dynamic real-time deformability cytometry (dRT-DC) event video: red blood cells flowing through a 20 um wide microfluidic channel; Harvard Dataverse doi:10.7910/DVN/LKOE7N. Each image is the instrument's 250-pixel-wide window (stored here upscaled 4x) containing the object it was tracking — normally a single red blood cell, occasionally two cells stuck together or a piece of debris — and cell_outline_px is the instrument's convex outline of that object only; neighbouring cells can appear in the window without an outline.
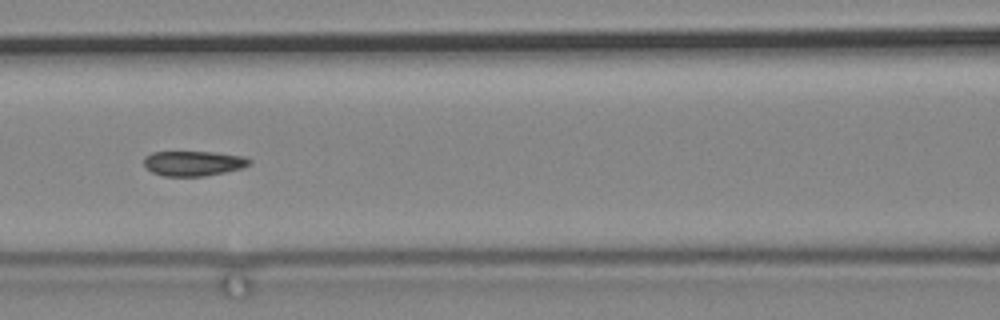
{"species": "common noctule bat (a hibernating species)", "species_latin": "Nyctalus noctula", "temperature_condition": "cold", "stored_images_in_passage": 46, "segment_of_instrument_passage": [2, 2], "camera_frame_rate_fps": 3000, "um_per_image_px": 0.085, "animal": {"sex": "male", "body_mass_g": 19.2, "forearm_length_mm": 51.8}, "frame": {"image": 1, "passage_image": 10, "time_ms": 3.0, "image_size_px": [1000, 320], "cell_outline_px": [[252, 164], [244, 168], [204, 176], [164, 176], [152, 172], [144, 164], [144, 156], [152, 152], [216, 152], [244, 156], [252, 160]], "centroid_in_image_um": [16.49, 13.88], "position_along_channel_um": 150.1, "area_um2": 15.49}}
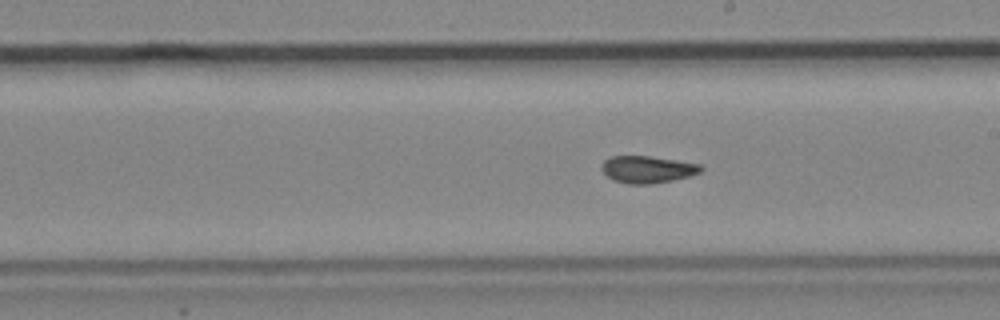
{"frame": {"image": 2, "passage_image": 18, "time_ms": 5.667, "image_size_px": [1000, 320], "cell_outline_px": [[704, 168], [700, 172], [688, 176], [672, 180], [648, 184], [628, 184], [612, 180], [600, 168], [600, 164], [604, 160], [612, 156], [648, 156], [676, 160], [700, 164]], "centroid_in_image_um": [55.0, 14.39], "position_along_channel_um": 234.0, "area_um2": 15.61}}
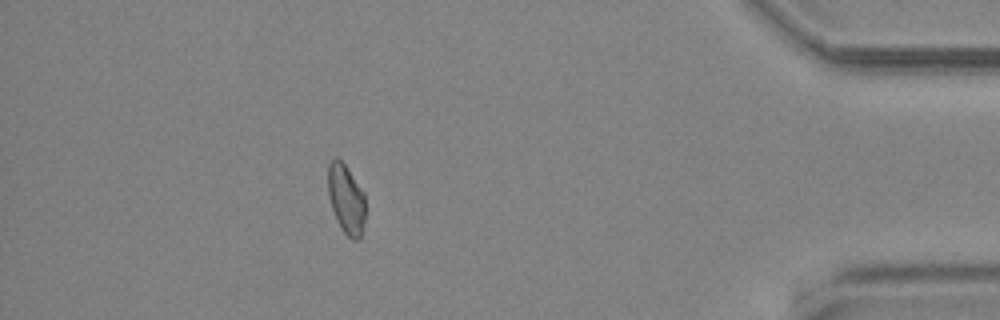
{"frame": {"image": 3, "passage_image": 39, "time_ms": 12.667, "image_size_px": [1000, 320], "cell_outline_px": [[364, 224], [360, 240], [352, 240], [340, 228], [336, 220], [328, 196], [328, 164], [336, 156], [344, 164], [364, 192]], "centroid_in_image_um": [29.41, 16.95], "position_along_channel_um": 405.8, "area_um2": 15.14}}